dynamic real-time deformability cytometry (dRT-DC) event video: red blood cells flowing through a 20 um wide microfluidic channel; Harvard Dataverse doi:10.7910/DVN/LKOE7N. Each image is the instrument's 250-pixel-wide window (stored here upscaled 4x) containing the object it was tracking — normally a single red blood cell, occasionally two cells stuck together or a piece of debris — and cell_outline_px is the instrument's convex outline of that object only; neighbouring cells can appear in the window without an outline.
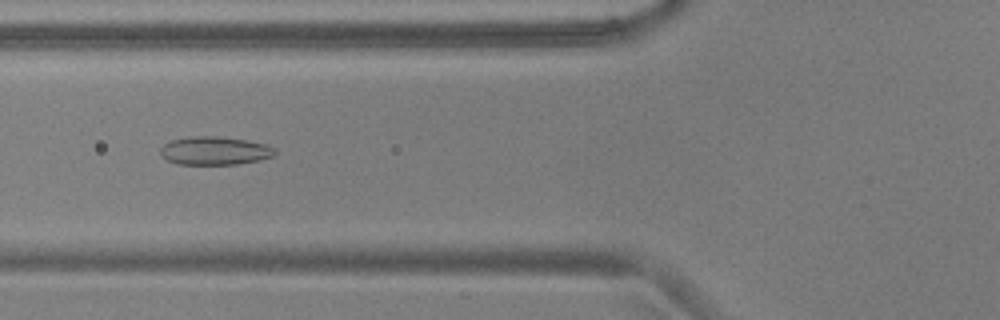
{"species": "common noctule bat (a hibernating species)", "species_latin": "Nyctalus noctula", "temperature_condition": "warm", "stored_images_in_passage": 54, "camera_frame_rate_fps": 3000, "um_per_image_px": 0.085, "animal": {"sex": "male", "body_mass_g": 17.9, "forearm_length_mm": 54.2}, "frame": {"image": 1, "passage_image": 21, "time_ms": 6.667, "image_size_px": [1000, 320], "cell_outline_px": [[276, 152], [272, 156], [260, 160], [236, 164], [176, 164], [160, 156], [160, 148], [164, 144], [172, 140], [188, 136], [216, 136], [244, 140], [268, 144]], "centroid_in_image_um": [18.21, 12.81], "position_along_channel_um": 107.6, "area_um2": 18.84}}
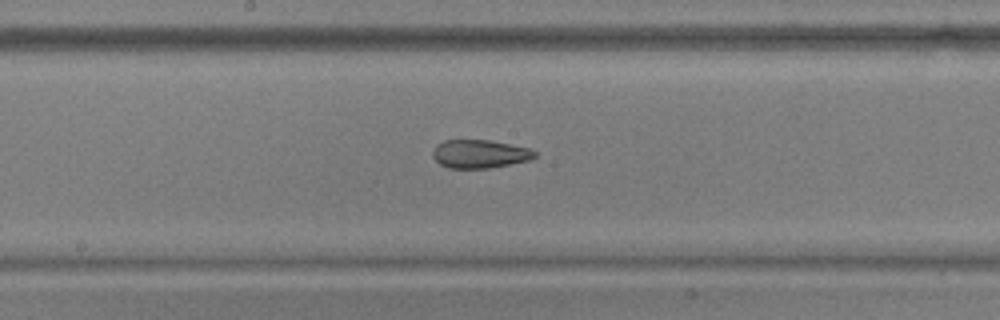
{"frame": {"image": 2, "passage_image": 29, "time_ms": 9.333, "image_size_px": [1000, 320], "cell_outline_px": [[536, 156], [528, 160], [488, 168], [448, 168], [440, 164], [432, 156], [432, 152], [436, 144], [444, 140], [488, 140], [528, 148], [536, 152]], "centroid_in_image_um": [40.72, 13.08], "position_along_channel_um": 207.5, "area_um2": 16.65}}
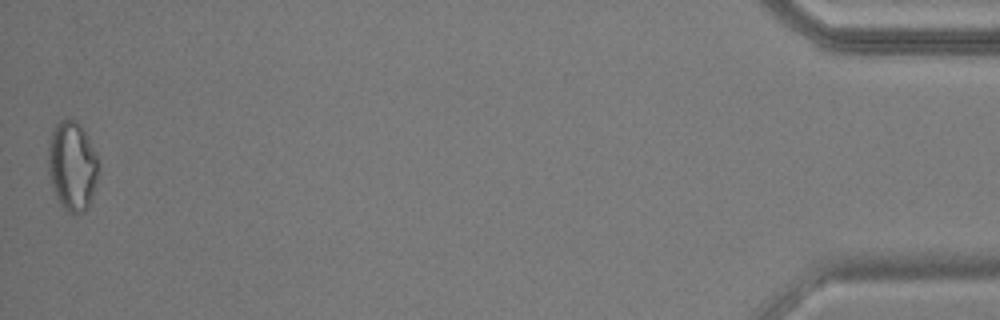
{"frame": {"image": 3, "passage_image": 54, "time_ms": 17.667, "image_size_px": [1000, 320], "cell_outline_px": [[100, 164], [92, 196], [88, 208], [84, 212], [72, 216], [60, 204], [52, 188], [48, 172], [48, 140], [56, 124], [60, 120], [76, 120], [80, 124], [88, 136]], "centroid_in_image_um": [6.13, 14.13], "position_along_channel_um": 429.1, "area_um2": 26.53}, "authors_computed_cell_mechanics": {"area_um2": 20.7213, "velocity_mm_per_s": 3.7301, "shape_relaxation_time_tau1_ms": null, "shape_relaxation_time_tau2_ms": 3.3904, "deformation_change_tau1": null, "deformation_change_tau2": 0.1063}}